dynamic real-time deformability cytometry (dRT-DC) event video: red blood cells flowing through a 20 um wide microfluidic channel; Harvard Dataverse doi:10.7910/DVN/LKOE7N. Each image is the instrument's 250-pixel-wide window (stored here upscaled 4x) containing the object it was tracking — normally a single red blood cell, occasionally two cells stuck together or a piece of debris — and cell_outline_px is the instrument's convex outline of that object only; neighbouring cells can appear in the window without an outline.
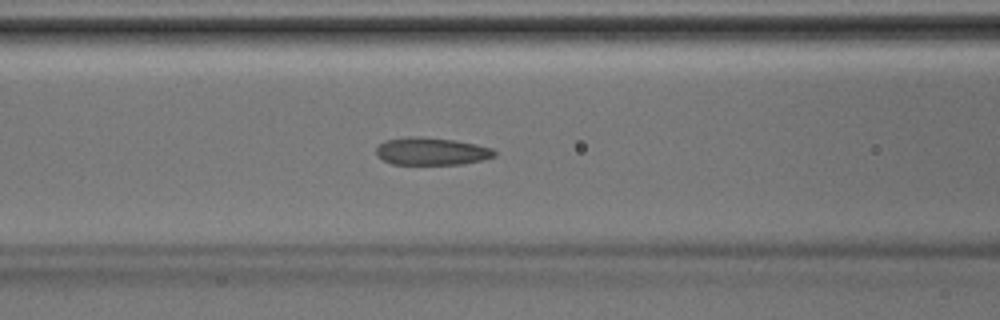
{"species": "Egyptian fruit bat (a non-hibernating species)", "species_latin": "Rousettus aegyptiacus", "temperature_condition": "room temperature", "stored_images_in_passage": 41, "camera_frame_rate_fps": 3000, "um_per_image_px": 0.085, "animal": {"sex": "male"}, "frame": {"image": 1, "passage_image": 17, "time_ms": 5.333, "image_size_px": [1000, 320], "cell_outline_px": [[496, 156], [484, 160], [460, 164], [392, 164], [376, 156], [376, 148], [384, 140], [408, 136], [424, 136], [456, 140], [476, 144], [492, 148], [496, 152]], "centroid_in_image_um": [36.68, 12.85], "position_along_channel_um": 129.9, "area_um2": 19.25}}
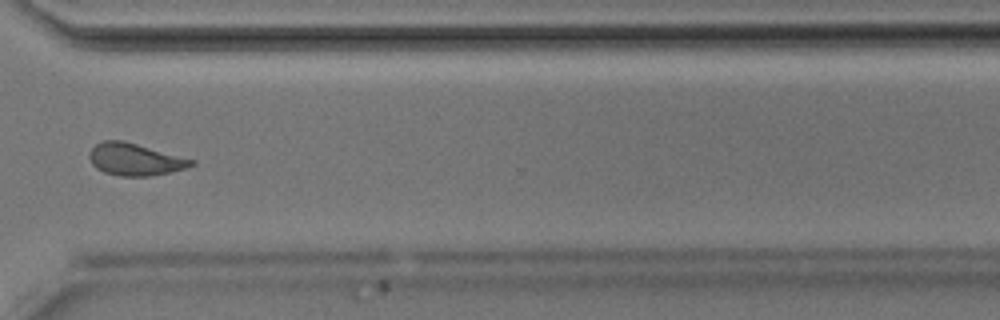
{"frame": {"image": 2, "passage_image": 31, "time_ms": 10.0, "image_size_px": [1000, 320], "cell_outline_px": [[196, 164], [188, 168], [152, 176], [120, 176], [104, 172], [96, 168], [92, 164], [88, 156], [88, 152], [96, 144], [104, 140], [124, 140], [196, 160]], "centroid_in_image_um": [11.49, 13.55], "position_along_channel_um": 359.1, "area_um2": 19.36}}
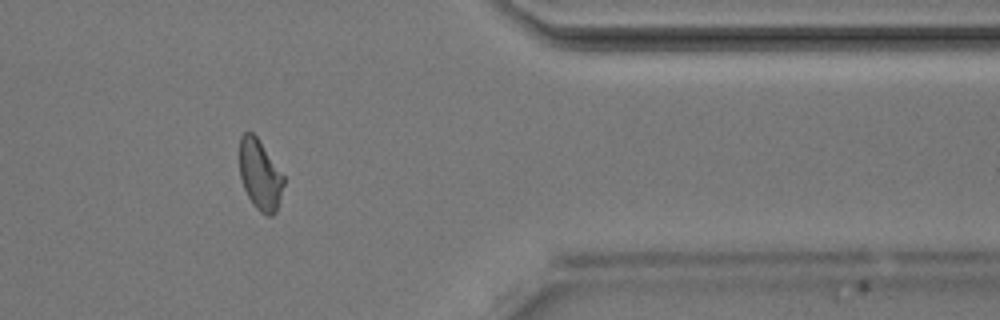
{"frame": {"image": 3, "passage_image": 34, "time_ms": 11.0, "image_size_px": [1000, 320], "cell_outline_px": [[284, 184], [276, 212], [272, 216], [268, 216], [260, 212], [252, 204], [244, 188], [240, 176], [240, 136], [244, 132], [252, 132], [256, 136], [284, 176]], "centroid_in_image_um": [22.09, 14.88], "position_along_channel_um": 389.3, "area_um2": 17.92}}